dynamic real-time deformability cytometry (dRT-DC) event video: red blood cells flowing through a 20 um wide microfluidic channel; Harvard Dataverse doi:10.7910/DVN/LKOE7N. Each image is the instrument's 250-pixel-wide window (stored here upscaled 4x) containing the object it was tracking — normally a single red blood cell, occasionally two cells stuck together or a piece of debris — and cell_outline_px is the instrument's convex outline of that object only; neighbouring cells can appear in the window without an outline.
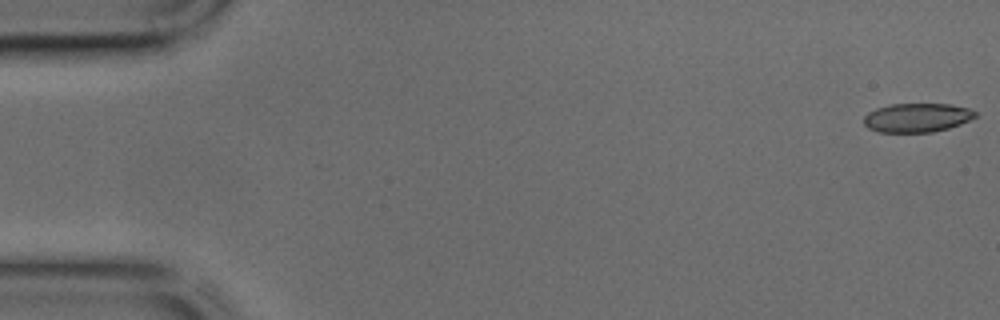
{"species": "common noctule bat (a hibernating species)", "species_latin": "Nyctalus noctula", "temperature_condition": "cold", "stored_images_in_passage": 44, "camera_frame_rate_fps": 3000, "um_per_image_px": 0.085, "animal": {"sex": "male", "body_mass_g": 17.9, "forearm_length_mm": 54.2}, "frame": {"image": 1, "passage_image": 1, "time_ms": 0.0, "image_size_px": [1000, 320], "cell_outline_px": [[976, 116], [960, 124], [948, 128], [932, 132], [880, 132], [868, 128], [864, 124], [864, 116], [868, 112], [876, 108], [892, 104], [952, 104], [968, 108], [976, 112]], "centroid_in_image_um": [77.93, 10.0], "position_along_channel_um": 7.1, "area_um2": 18.73}}
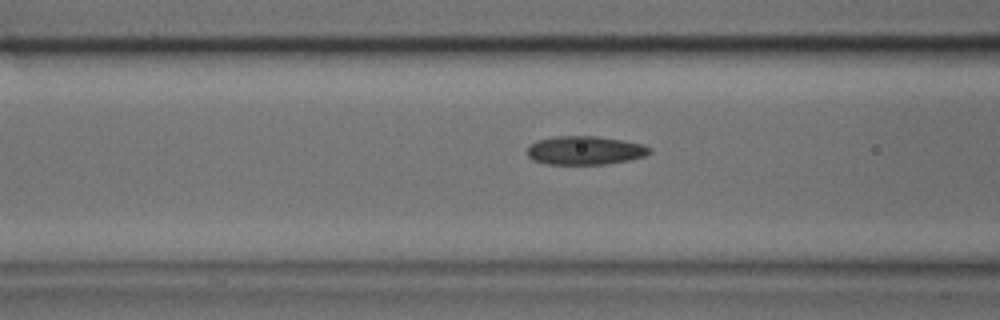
{"frame": {"image": 2, "passage_image": 17, "time_ms": 5.333, "image_size_px": [1000, 320], "cell_outline_px": [[652, 152], [644, 156], [628, 160], [608, 164], [548, 164], [532, 160], [528, 156], [528, 148], [536, 140], [552, 136], [596, 136], [624, 140], [640, 144], [652, 148]], "centroid_in_image_um": [49.72, 12.78], "position_along_channel_um": 116.9, "area_um2": 20.46}}
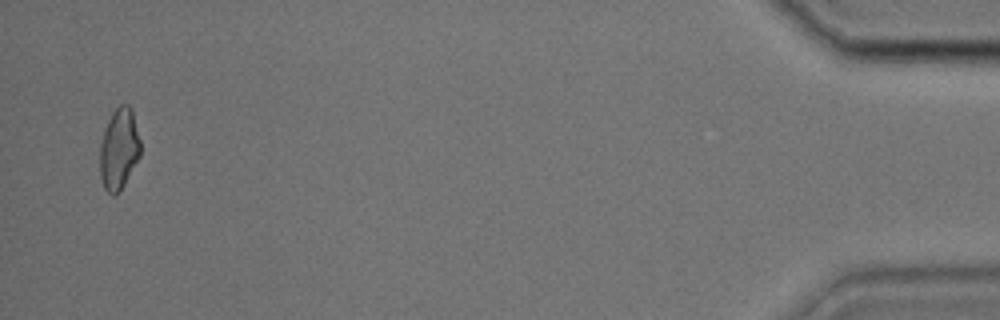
{"frame": {"image": 3, "passage_image": 43, "time_ms": 14.0, "image_size_px": [1000, 320], "cell_outline_px": [[140, 156], [124, 184], [112, 196], [104, 188], [100, 176], [100, 144], [108, 120], [112, 112], [120, 104], [128, 104], [132, 108], [140, 140]], "centroid_in_image_um": [10.12, 12.63], "position_along_channel_um": 425.1, "area_um2": 19.02}}